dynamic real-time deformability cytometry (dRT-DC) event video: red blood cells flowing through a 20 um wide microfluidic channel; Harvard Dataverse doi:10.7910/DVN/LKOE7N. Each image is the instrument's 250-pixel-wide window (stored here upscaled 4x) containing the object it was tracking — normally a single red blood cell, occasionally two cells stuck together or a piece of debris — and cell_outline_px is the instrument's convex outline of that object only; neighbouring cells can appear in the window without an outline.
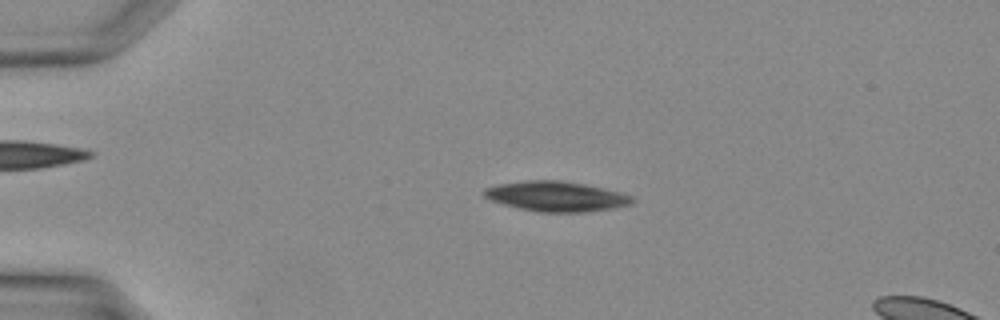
{"species": "Egyptian fruit bat (a non-hibernating species)", "species_latin": "Rousettus aegyptiacus", "temperature_condition": "warm", "stored_images_in_passage": 39, "segment_of_instrument_passage": [1, 2], "camera_frame_rate_fps": 3000, "um_per_image_px": 0.085, "animal": {"sex": "female"}, "frame": {"image": 1, "passage_image": 9, "time_ms": 2.667, "image_size_px": [1000, 320], "cell_outline_px": [[636, 200], [628, 204], [616, 208], [588, 212], [536, 212], [504, 204], [492, 200], [484, 196], [480, 192], [484, 188], [496, 184], [524, 180], [560, 180], [584, 184], [620, 192], [632, 196]], "centroid_in_image_um": [47.25, 16.69], "position_along_channel_um": 37.7, "area_um2": 26.07}}
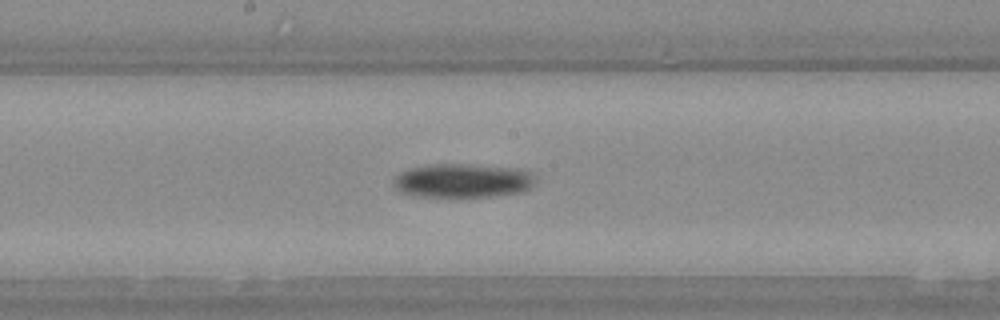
{"frame": {"image": 2, "passage_image": 21, "time_ms": 6.667, "image_size_px": [1000, 320], "cell_outline_px": [[532, 188], [524, 192], [492, 196], [420, 196], [400, 192], [396, 188], [392, 180], [400, 172], [412, 168], [428, 164], [468, 164], [508, 168], [528, 172], [532, 180]], "centroid_in_image_um": [39.26, 15.36], "position_along_channel_um": 208.9, "area_um2": 27.51}}
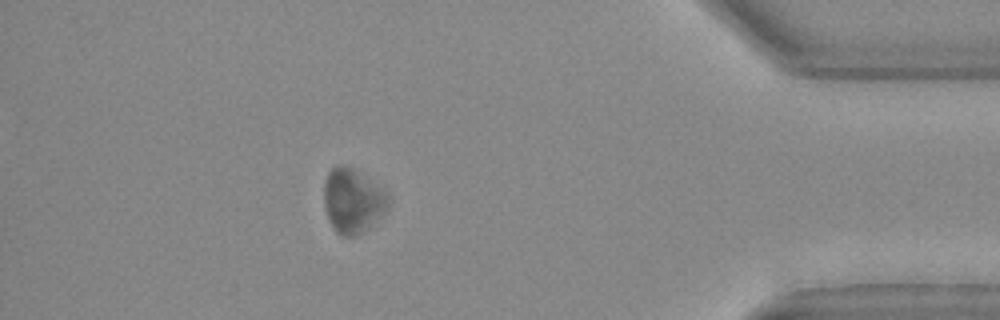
{"frame": {"image": 3, "passage_image": 34, "time_ms": 11.0, "image_size_px": [1000, 320], "cell_outline_px": [[388, 204], [384, 212], [368, 228], [352, 236], [340, 236], [332, 228], [328, 220], [324, 208], [324, 180], [328, 172], [336, 164], [344, 164], [352, 168], [388, 192]], "centroid_in_image_um": [29.93, 17.05], "position_along_channel_um": 405.3, "area_um2": 24.1}}